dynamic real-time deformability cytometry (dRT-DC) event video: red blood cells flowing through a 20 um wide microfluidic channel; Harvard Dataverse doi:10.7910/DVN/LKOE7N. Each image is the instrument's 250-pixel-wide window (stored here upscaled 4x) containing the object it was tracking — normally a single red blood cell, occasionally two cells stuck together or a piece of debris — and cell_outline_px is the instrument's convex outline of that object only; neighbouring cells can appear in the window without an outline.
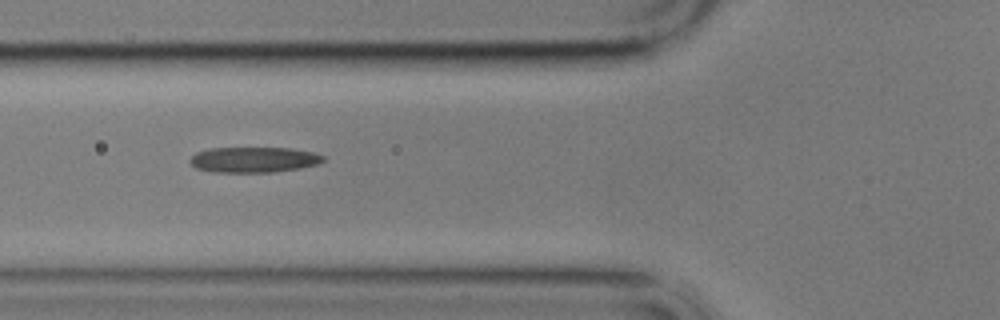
{"species": "common noctule bat (a hibernating species)", "species_latin": "Nyctalus noctula", "temperature_condition": "cold", "stored_images_in_passage": 2, "camera_frame_rate_fps": 3000, "um_per_image_px": 0.085, "animal": {"sex": "male", "body_mass_g": 17.9}, "frame": {"image": 1, "passage_image": 2, "time_ms": 1.333, "image_size_px": [1000, 320], "cell_outline_px": [[324, 160], [316, 164], [300, 168], [276, 172], [212, 172], [196, 168], [188, 160], [196, 152], [212, 148], [292, 148], [312, 152], [324, 156]], "centroid_in_image_um": [21.55, 13.57], "position_along_channel_um": 104.2, "area_um2": 19.77}}